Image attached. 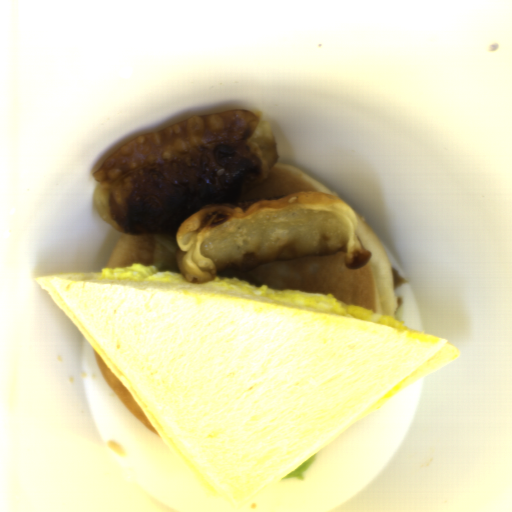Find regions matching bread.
<instances>
[{"mask_svg": "<svg viewBox=\"0 0 512 512\" xmlns=\"http://www.w3.org/2000/svg\"><path fill=\"white\" fill-rule=\"evenodd\" d=\"M353 211L358 219L357 236L370 251L367 263L359 269L348 268L339 250L330 255L276 260L249 270H225L215 276L241 279L253 287L266 285L276 292L333 294L338 301L394 318L397 294L390 260L363 216Z\"/></svg>", "mask_w": 512, "mask_h": 512, "instance_id": "bread-2", "label": "bread"}, {"mask_svg": "<svg viewBox=\"0 0 512 512\" xmlns=\"http://www.w3.org/2000/svg\"><path fill=\"white\" fill-rule=\"evenodd\" d=\"M298 192H321L335 195L333 190L293 165L276 163L268 170L267 177L239 202L288 196Z\"/></svg>", "mask_w": 512, "mask_h": 512, "instance_id": "bread-3", "label": "bread"}, {"mask_svg": "<svg viewBox=\"0 0 512 512\" xmlns=\"http://www.w3.org/2000/svg\"><path fill=\"white\" fill-rule=\"evenodd\" d=\"M159 243L153 234H124L106 263L105 269L136 264L152 266Z\"/></svg>", "mask_w": 512, "mask_h": 512, "instance_id": "bread-4", "label": "bread"}, {"mask_svg": "<svg viewBox=\"0 0 512 512\" xmlns=\"http://www.w3.org/2000/svg\"><path fill=\"white\" fill-rule=\"evenodd\" d=\"M95 352V360L96 365L104 378L109 390L115 395V397L126 407V409L135 416L140 422H142L147 428H149L152 432L160 435L157 430L152 426L139 404L127 388V386L123 383V381L118 377V375L113 371V369L108 365V363L103 359V357L98 353V351L94 348ZM161 436V435H160Z\"/></svg>", "mask_w": 512, "mask_h": 512, "instance_id": "bread-5", "label": "bread"}, {"mask_svg": "<svg viewBox=\"0 0 512 512\" xmlns=\"http://www.w3.org/2000/svg\"><path fill=\"white\" fill-rule=\"evenodd\" d=\"M35 280L156 432L240 509L460 357L425 332L204 283Z\"/></svg>", "mask_w": 512, "mask_h": 512, "instance_id": "bread-1", "label": "bread"}]
</instances>
